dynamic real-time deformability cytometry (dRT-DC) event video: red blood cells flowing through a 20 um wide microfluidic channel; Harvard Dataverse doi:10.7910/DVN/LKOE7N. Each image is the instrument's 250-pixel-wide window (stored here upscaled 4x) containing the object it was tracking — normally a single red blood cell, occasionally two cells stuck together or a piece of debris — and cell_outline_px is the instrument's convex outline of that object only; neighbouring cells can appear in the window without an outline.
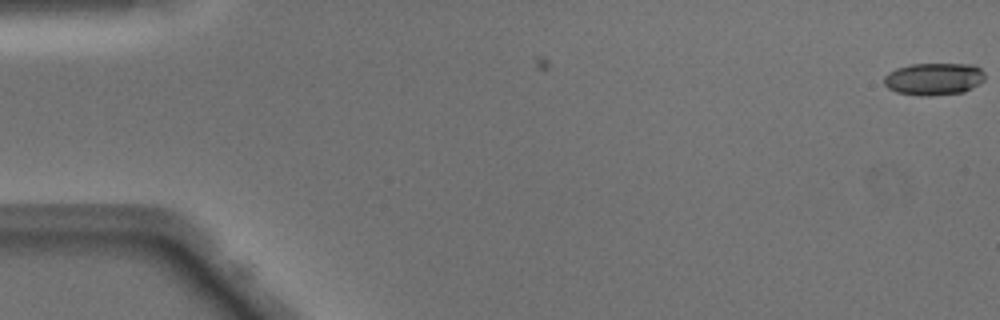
{"species": "Egyptian fruit bat (a non-hibernating species)", "species_latin": "Rousettus aegyptiacus", "temperature_condition": "warm", "stored_images_in_passage": 4, "camera_frame_rate_fps": 3000, "um_per_image_px": 0.085, "animal": {"sex": "male"}, "frame": {"image": 1, "passage_image": 4, "time_ms": 1.0, "image_size_px": [1000, 320], "cell_outline_px": [[984, 80], [972, 88], [964, 92], [928, 96], [920, 96], [896, 92], [888, 88], [884, 84], [884, 76], [888, 72], [896, 68], [912, 64], [972, 64], [980, 68], [984, 72]], "centroid_in_image_um": [79.36, 6.71], "position_along_channel_um": 5.6, "area_um2": 19.07}}